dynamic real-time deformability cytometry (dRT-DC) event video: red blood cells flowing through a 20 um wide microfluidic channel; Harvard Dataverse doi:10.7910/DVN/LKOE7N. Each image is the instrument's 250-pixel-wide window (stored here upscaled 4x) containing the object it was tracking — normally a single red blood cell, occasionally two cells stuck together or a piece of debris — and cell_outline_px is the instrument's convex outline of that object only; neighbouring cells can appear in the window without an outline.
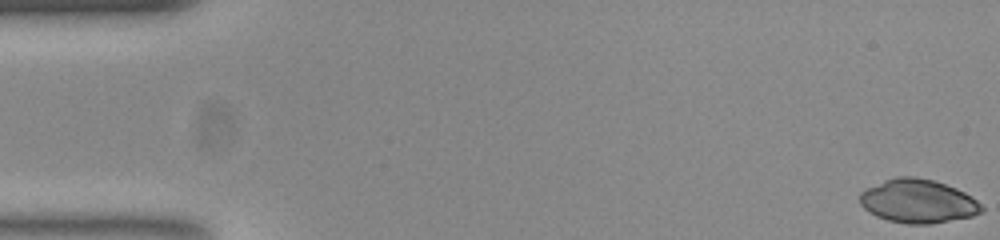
{"species": "common noctule bat (a hibernating species)", "species_latin": "Nyctalus noctula", "temperature_condition": "room temperature", "stored_images_in_passage": 10, "camera_frame_rate_fps": 3000, "um_per_image_px": 0.085, "animal": {"sex": "female", "body_mass_g": 23.0, "forearm_length_mm": 53.4}, "frame": {"image": 1, "passage_image": 1, "time_ms": 0.0, "image_size_px": [1000, 240], "cell_outline_px": [[984, 212], [972, 216], [928, 224], [908, 224], [888, 220], [876, 216], [868, 212], [860, 204], [860, 192], [864, 188], [884, 180], [896, 176], [916, 176], [932, 180], [956, 188], [972, 196], [984, 208]], "centroid_in_image_um": [78.0, 17.09], "position_along_channel_um": 7.0, "area_um2": 31.1}}